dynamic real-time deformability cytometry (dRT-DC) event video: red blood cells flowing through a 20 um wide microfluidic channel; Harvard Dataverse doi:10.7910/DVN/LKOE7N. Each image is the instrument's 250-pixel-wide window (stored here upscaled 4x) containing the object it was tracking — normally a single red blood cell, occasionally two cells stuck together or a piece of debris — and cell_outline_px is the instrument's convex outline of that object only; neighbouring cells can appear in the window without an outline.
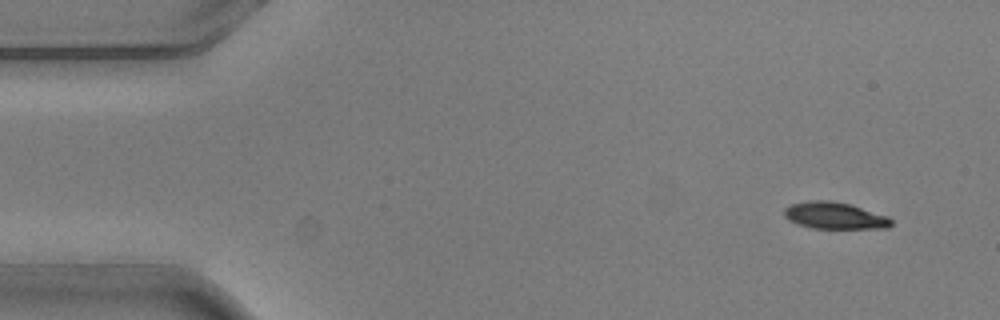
{"species": "common noctule bat (a hibernating species)", "species_latin": "Nyctalus noctula", "temperature_condition": "warm", "stored_images_in_passage": 6, "camera_frame_rate_fps": 3000, "um_per_image_px": 0.085, "animal": {"sex": "male", "body_mass_g": 20.5, "forearm_length_mm": 52.5}, "frame": {"image": 1, "passage_image": 1, "time_ms": 0.0, "image_size_px": [1000, 320], "cell_outline_px": [[892, 224], [888, 228], [812, 228], [788, 220], [784, 216], [784, 208], [792, 204], [808, 200], [828, 200], [852, 204], [888, 216], [892, 220]], "centroid_in_image_um": [70.96, 18.31], "position_along_channel_um": 14.0, "area_um2": 16.76}}
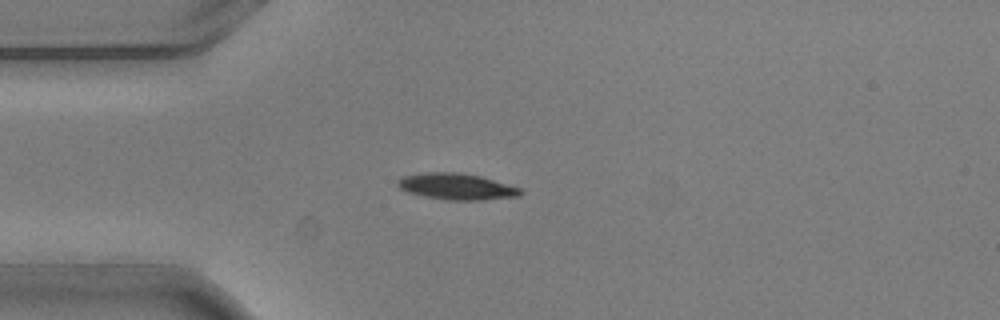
{"frame": {"image": 2, "passage_image": 3, "time_ms": 0.667, "image_size_px": [1000, 320], "cell_outline_px": [[524, 192], [520, 196], [480, 200], [444, 200], [424, 196], [408, 192], [400, 188], [396, 184], [396, 180], [404, 176], [424, 172], [460, 172], [480, 176], [520, 188]], "centroid_in_image_um": [38.79, 15.85], "position_along_channel_um": 46.2, "area_um2": 18.84}}
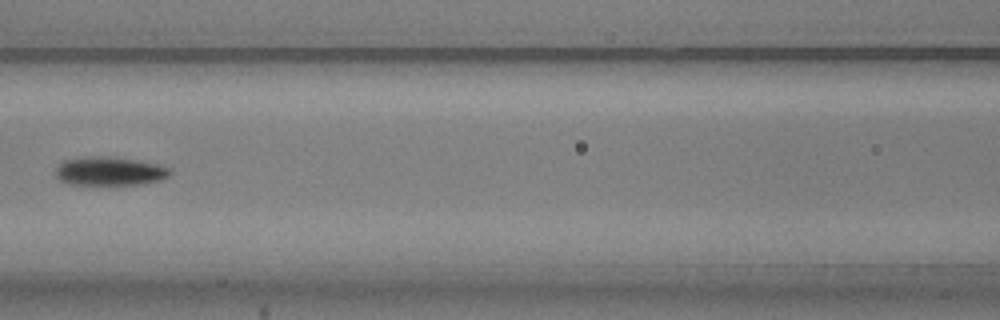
{"frame": {"image": 3, "passage_image": 6, "time_ms": 1.667, "image_size_px": [1000, 320], "cell_outline_px": [[172, 172], [168, 176], [160, 180], [144, 184], [68, 184], [60, 180], [56, 176], [56, 168], [64, 160], [92, 156], [100, 156], [132, 160], [160, 164], [172, 168]], "centroid_in_image_um": [9.35, 14.56], "position_along_channel_um": 157.2, "area_um2": 18.9}}